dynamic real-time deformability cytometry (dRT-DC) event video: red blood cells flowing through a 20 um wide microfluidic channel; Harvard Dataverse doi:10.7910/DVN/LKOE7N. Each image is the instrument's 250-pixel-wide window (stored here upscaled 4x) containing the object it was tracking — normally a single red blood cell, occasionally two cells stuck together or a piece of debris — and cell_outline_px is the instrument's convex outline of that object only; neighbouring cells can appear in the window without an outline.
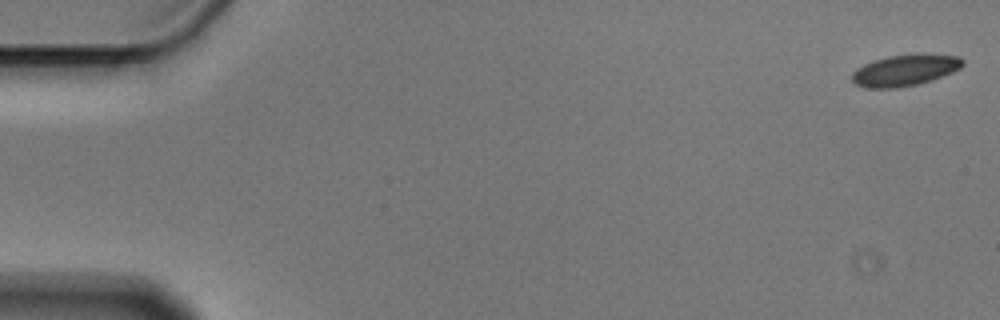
{"species": "Egyptian fruit bat (a non-hibernating species)", "species_latin": "Rousettus aegyptiacus", "temperature_condition": "cold", "stored_images_in_passage": 5, "camera_frame_rate_fps": 3000, "um_per_image_px": 0.085, "animal": {"sex": "male"}, "frame": {"image": 1, "passage_image": 1, "time_ms": 0.0, "image_size_px": [1000, 320], "cell_outline_px": [[964, 64], [960, 68], [952, 72], [932, 80], [920, 84], [896, 88], [864, 88], [856, 84], [852, 80], [852, 72], [856, 68], [872, 60], [888, 56], [916, 52], [920, 52], [960, 56], [964, 60]], "centroid_in_image_um": [76.94, 5.94], "position_along_channel_um": 8.1, "area_um2": 20.81}}
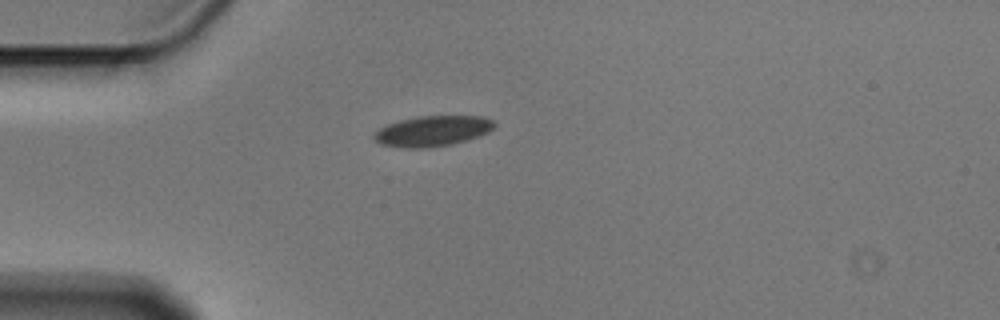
{"frame": {"image": 2, "passage_image": 5, "time_ms": 1.333, "image_size_px": [1000, 320], "cell_outline_px": [[496, 124], [488, 132], [480, 136], [468, 140], [452, 144], [428, 148], [400, 148], [380, 144], [372, 136], [380, 128], [388, 124], [400, 120], [420, 116], [484, 116], [492, 120]], "centroid_in_image_um": [36.77, 11.15], "position_along_channel_um": 48.2, "area_um2": 21.44}}